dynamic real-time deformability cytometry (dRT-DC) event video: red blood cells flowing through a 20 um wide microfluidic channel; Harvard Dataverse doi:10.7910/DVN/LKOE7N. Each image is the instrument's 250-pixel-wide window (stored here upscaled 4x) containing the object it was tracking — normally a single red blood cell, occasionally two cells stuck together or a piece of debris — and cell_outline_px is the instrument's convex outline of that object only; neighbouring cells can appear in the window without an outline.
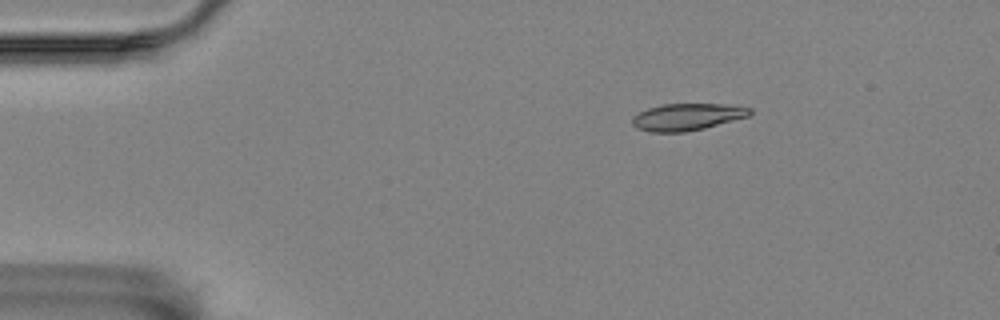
{"species": "Egyptian fruit bat (a non-hibernating species)", "species_latin": "Rousettus aegyptiacus", "temperature_condition": "room temperature", "stored_images_in_passage": 4, "camera_frame_rate_fps": 3000, "um_per_image_px": 0.085, "animal": {"sex": "female"}, "frame": {"image": 1, "passage_image": 2, "time_ms": 0.333, "image_size_px": [1000, 320], "cell_outline_px": [[752, 112], [748, 116], [704, 128], [684, 132], [648, 132], [636, 128], [632, 124], [632, 116], [648, 108], [664, 104], [724, 104], [752, 108]], "centroid_in_image_um": [58.37, 9.94], "position_along_channel_um": 26.6, "area_um2": 18.38}}